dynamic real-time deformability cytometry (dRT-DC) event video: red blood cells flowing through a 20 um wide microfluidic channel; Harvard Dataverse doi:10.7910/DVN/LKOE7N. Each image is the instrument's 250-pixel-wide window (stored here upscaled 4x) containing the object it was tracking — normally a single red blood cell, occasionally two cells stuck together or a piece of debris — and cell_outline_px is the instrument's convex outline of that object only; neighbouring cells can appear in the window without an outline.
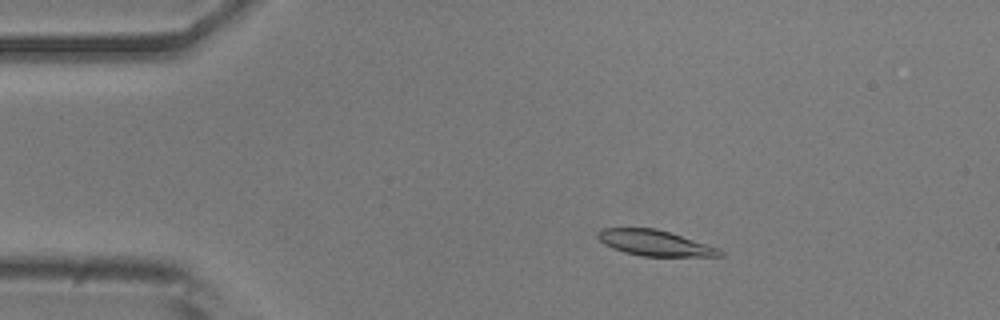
{"species": "common noctule bat (a hibernating species)", "species_latin": "Nyctalus noctula", "temperature_condition": "room temperature", "stored_images_in_passage": 54, "camera_frame_rate_fps": 3000, "um_per_image_px": 0.085, "animal": {"sex": "male", "body_mass_g": 20.5, "forearm_length_mm": 52.5}, "frame": {"image": 1, "passage_image": 10, "time_ms": 3.0, "image_size_px": [1000, 320], "cell_outline_px": [[724, 256], [644, 256], [624, 252], [612, 248], [604, 244], [596, 236], [596, 232], [604, 228], [656, 228], [720, 248], [724, 252]], "centroid_in_image_um": [55.66, 20.65], "position_along_channel_um": 29.3, "area_um2": 18.21}}
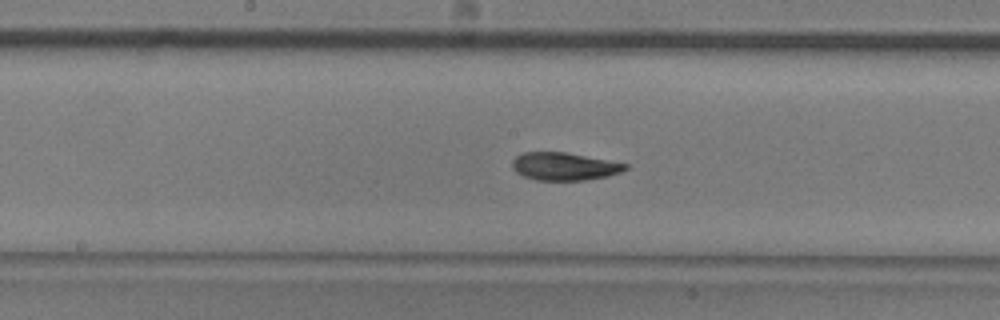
{"frame": {"image": 2, "passage_image": 28, "time_ms": 9.0, "image_size_px": [1000, 320], "cell_outline_px": [[628, 168], [620, 172], [608, 176], [584, 180], [536, 180], [524, 176], [516, 172], [512, 168], [512, 160], [516, 156], [524, 152], [564, 152], [628, 164]], "centroid_in_image_um": [47.93, 14.14], "position_along_channel_um": 200.3, "area_um2": 18.15}}
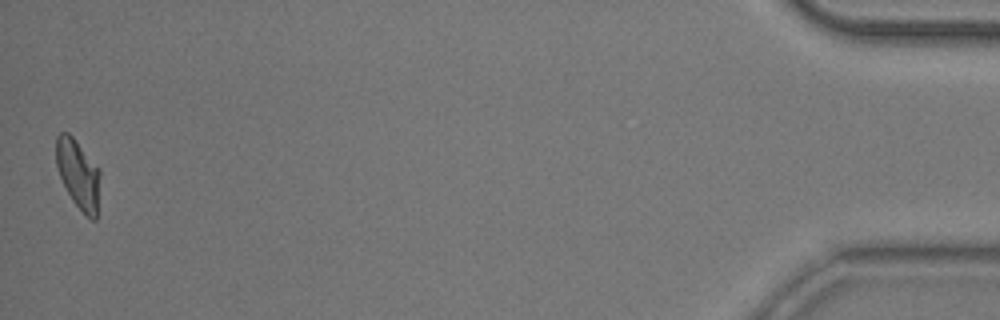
{"frame": {"image": 3, "passage_image": 54, "time_ms": 17.667, "image_size_px": [1000, 320], "cell_outline_px": [[100, 172], [96, 220], [92, 220], [84, 216], [72, 200], [60, 176], [56, 164], [56, 136], [60, 132], [68, 132], [72, 136], [100, 168]], "centroid_in_image_um": [6.65, 14.81], "position_along_channel_um": 428.5, "area_um2": 17.74}, "authors_computed_cell_mechanics": {"area_um2": 18.6116, "velocity_mm_per_s": 3.7294, "shape_relaxation_time_tau1_ms": 4.1965, "shape_relaxation_time_tau2_ms": 1.9093, "deformation_change_tau1": 0.1512, "deformation_change_tau2": 0.073}}